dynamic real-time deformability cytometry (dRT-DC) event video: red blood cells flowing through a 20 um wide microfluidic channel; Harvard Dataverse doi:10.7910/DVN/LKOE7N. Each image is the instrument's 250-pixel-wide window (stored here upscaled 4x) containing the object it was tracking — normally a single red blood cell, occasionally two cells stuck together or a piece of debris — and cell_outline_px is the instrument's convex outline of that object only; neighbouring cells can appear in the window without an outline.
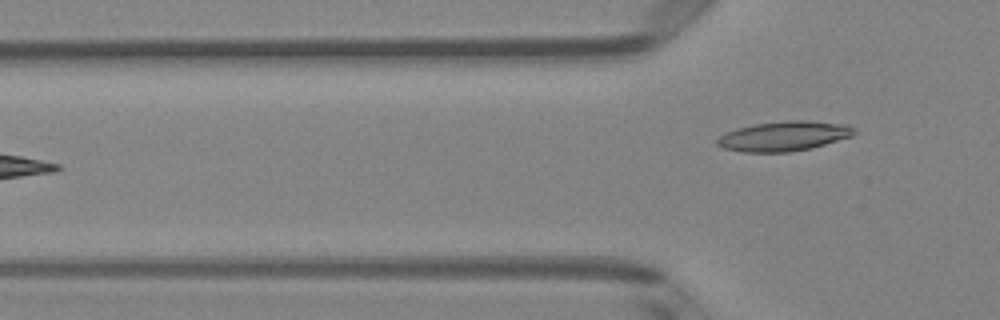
{"species": "Egyptian fruit bat (a non-hibernating species)", "species_latin": "Rousettus aegyptiacus", "temperature_condition": "room temperature", "stored_images_in_passage": 5, "camera_frame_rate_fps": 3000, "um_per_image_px": 0.085, "animal": {"sex": "female"}, "frame": {"image": 1, "passage_image": 5, "time_ms": 1.333, "image_size_px": [1000, 320], "cell_outline_px": [[856, 132], [852, 136], [812, 148], [788, 152], [744, 152], [724, 148], [716, 144], [716, 140], [724, 132], [736, 128], [756, 124], [784, 120], [804, 120], [848, 124]], "centroid_in_image_um": [66.62, 11.56], "position_along_channel_um": 59.2, "area_um2": 23.81}}